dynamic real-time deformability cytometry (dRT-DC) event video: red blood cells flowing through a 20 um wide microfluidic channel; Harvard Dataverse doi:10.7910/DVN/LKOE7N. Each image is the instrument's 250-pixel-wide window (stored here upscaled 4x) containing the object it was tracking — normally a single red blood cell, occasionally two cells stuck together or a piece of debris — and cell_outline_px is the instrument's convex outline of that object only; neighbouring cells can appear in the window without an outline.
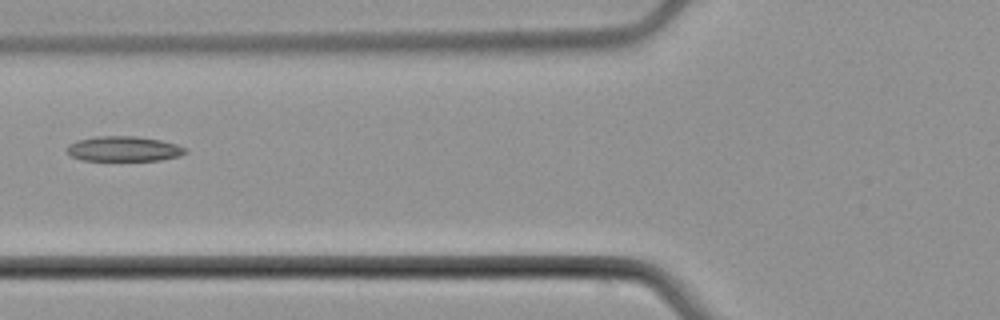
{"species": "common noctule bat (a hibernating species)", "species_latin": "Nyctalus noctula", "temperature_condition": "cold", "stored_images_in_passage": 4, "camera_frame_rate_fps": 3000, "um_per_image_px": 0.085, "animal": {"sex": "male", "body_mass_g": 21.5, "forearm_length_mm": 52.0}, "frame": {"image": 1, "passage_image": 4, "time_ms": 4.667, "image_size_px": [1000, 320], "cell_outline_px": [[188, 152], [180, 156], [160, 160], [80, 160], [72, 156], [68, 152], [68, 144], [76, 140], [96, 136], [136, 136], [160, 140], [176, 144], [188, 148]], "centroid_in_image_um": [10.55, 12.64], "position_along_channel_um": 115.3, "area_um2": 17.34}}